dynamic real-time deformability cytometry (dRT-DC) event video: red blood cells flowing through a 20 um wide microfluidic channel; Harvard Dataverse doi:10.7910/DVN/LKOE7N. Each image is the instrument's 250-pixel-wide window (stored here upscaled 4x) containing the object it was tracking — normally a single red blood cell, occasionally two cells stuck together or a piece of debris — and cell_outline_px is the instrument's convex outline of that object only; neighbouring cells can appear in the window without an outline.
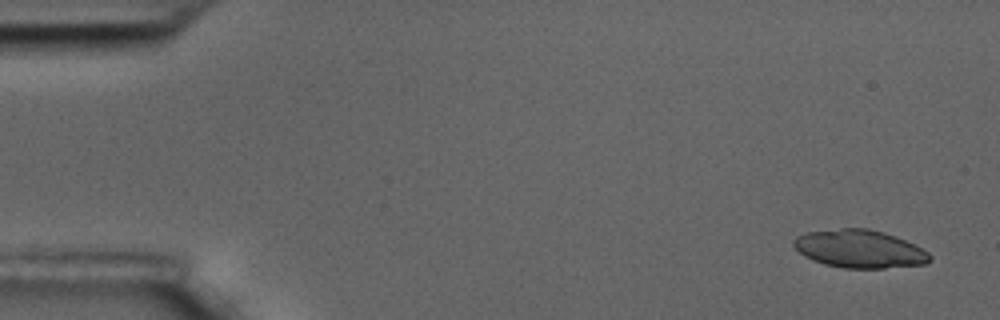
{"species": "common noctule bat (a hibernating species)", "species_latin": "Nyctalus noctula", "temperature_condition": "room temperature", "stored_images_in_passage": 15, "segment_of_instrument_passage": [1, 2], "camera_frame_rate_fps": 3000, "um_per_image_px": 0.085, "animal": {"sex": "male", "body_mass_g": 17.5, "forearm_length_mm": 52.3}, "frame": {"image": 1, "passage_image": 1, "time_ms": 0.0, "image_size_px": [1000, 320], "cell_outline_px": [[932, 260], [924, 264], [884, 268], [844, 268], [824, 264], [812, 260], [804, 256], [792, 244], [792, 240], [796, 236], [808, 232], [840, 228], [868, 228], [884, 232], [896, 236], [928, 252], [932, 256]], "centroid_in_image_um": [73.04, 21.15], "position_along_channel_um": 12.0, "area_um2": 30.11}}